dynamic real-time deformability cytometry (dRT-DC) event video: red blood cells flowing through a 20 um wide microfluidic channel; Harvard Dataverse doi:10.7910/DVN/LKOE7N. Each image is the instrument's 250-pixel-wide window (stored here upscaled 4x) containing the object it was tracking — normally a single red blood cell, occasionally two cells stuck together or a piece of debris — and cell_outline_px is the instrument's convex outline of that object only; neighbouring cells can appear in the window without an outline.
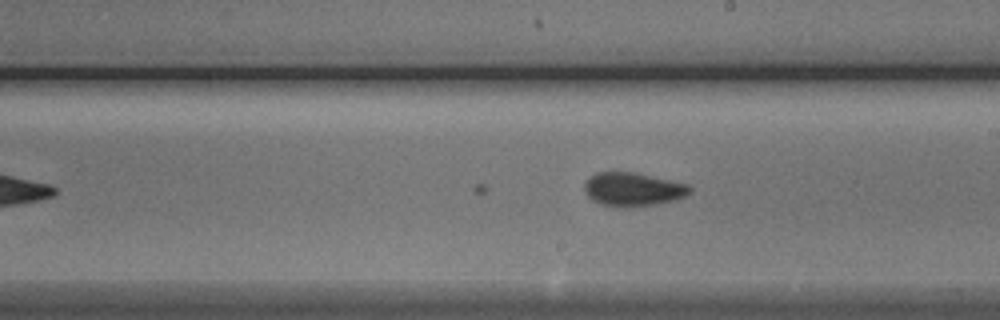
{"species": "Egyptian fruit bat (a non-hibernating species)", "species_latin": "Rousettus aegyptiacus", "temperature_condition": "cold", "stored_images_in_passage": 16, "camera_frame_rate_fps": 3000, "um_per_image_px": 0.085, "animal": {"sex": "male"}, "frame": {"image": 1, "passage_image": 16, "time_ms": 5.0, "image_size_px": [1000, 320], "cell_outline_px": [[692, 192], [676, 200], [656, 204], [632, 208], [624, 208], [600, 204], [592, 200], [588, 196], [584, 188], [584, 184], [596, 172], [632, 172], [688, 184], [692, 188]], "centroid_in_image_um": [53.81, 16.11], "position_along_channel_um": 235.2, "area_um2": 20.69}}